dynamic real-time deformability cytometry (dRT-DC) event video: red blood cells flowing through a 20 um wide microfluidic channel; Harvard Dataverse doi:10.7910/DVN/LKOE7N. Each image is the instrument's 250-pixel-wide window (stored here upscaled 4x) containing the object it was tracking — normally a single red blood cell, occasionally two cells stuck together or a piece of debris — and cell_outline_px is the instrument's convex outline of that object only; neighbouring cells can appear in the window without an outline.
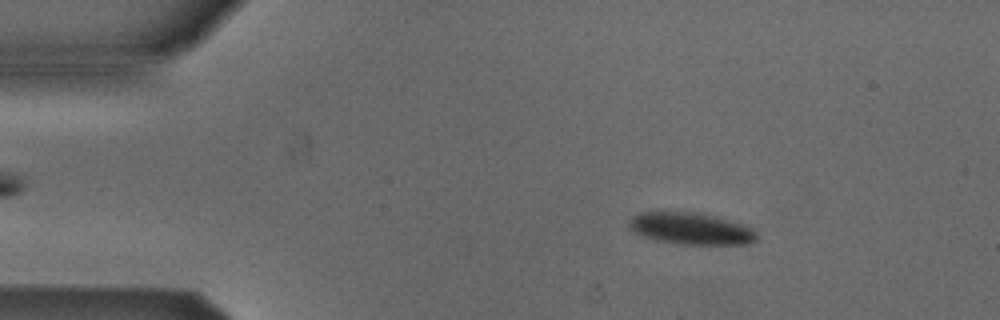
{"species": "Egyptian fruit bat (a non-hibernating species)", "species_latin": "Rousettus aegyptiacus", "temperature_condition": "cold", "stored_images_in_passage": 3, "camera_frame_rate_fps": 3000, "um_per_image_px": 0.085, "animal": {"sex": "male"}, "frame": {"image": 1, "passage_image": 1, "time_ms": 0.0, "image_size_px": [1000, 320], "cell_outline_px": [[756, 240], [748, 244], [680, 244], [656, 240], [644, 236], [628, 228], [628, 220], [632, 216], [640, 212], [696, 212], [712, 216], [756, 228]], "centroid_in_image_um": [58.71, 19.43], "position_along_channel_um": 26.3, "area_um2": 23.52}}
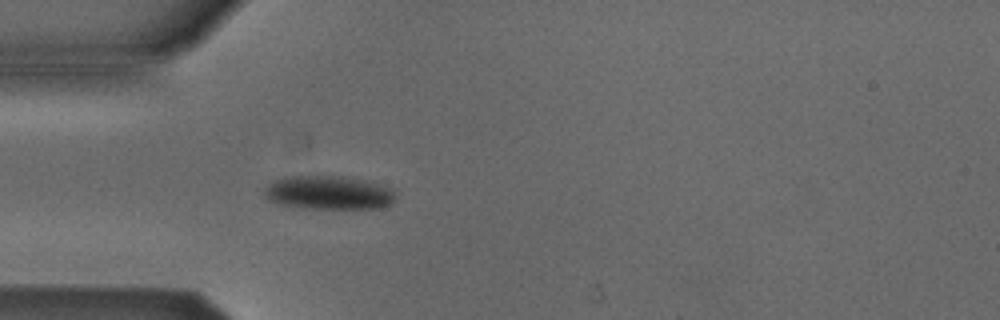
{"frame": {"image": 2, "passage_image": 3, "time_ms": 0.667, "image_size_px": [1000, 320], "cell_outline_px": [[396, 200], [392, 204], [384, 208], [292, 208], [276, 204], [268, 200], [264, 196], [264, 188], [268, 184], [284, 176], [344, 176], [364, 180], [380, 184], [392, 188], [396, 192]], "centroid_in_image_um": [27.93, 16.39], "position_along_channel_um": 57.1, "area_um2": 26.36}}